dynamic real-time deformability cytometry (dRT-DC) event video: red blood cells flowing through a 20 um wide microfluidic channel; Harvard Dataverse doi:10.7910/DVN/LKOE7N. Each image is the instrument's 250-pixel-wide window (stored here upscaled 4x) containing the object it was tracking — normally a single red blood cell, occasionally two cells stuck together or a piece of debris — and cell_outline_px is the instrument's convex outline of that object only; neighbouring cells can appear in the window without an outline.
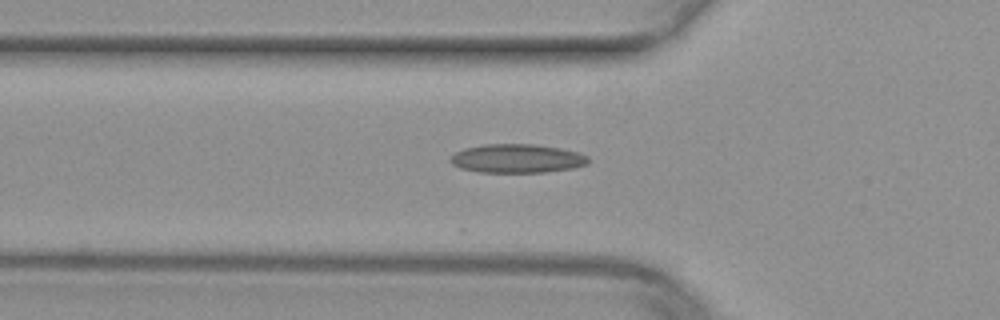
{"species": "common noctule bat (a hibernating species)", "species_latin": "Nyctalus noctula", "temperature_condition": "warm", "stored_images_in_passage": 36, "camera_frame_rate_fps": 3000, "um_per_image_px": 0.085, "animal": {"sex": "female", "body_mass_g": 29.2, "forearm_length_mm": 56.3}, "frame": {"image": 1, "passage_image": 6, "time_ms": 1.667, "image_size_px": [1000, 320], "cell_outline_px": [[588, 164], [572, 168], [544, 172], [476, 172], [460, 168], [452, 164], [448, 160], [456, 152], [464, 148], [484, 144], [532, 144], [560, 148], [580, 152], [588, 156]], "centroid_in_image_um": [43.94, 13.47], "position_along_channel_um": 81.9, "area_um2": 23.18}}
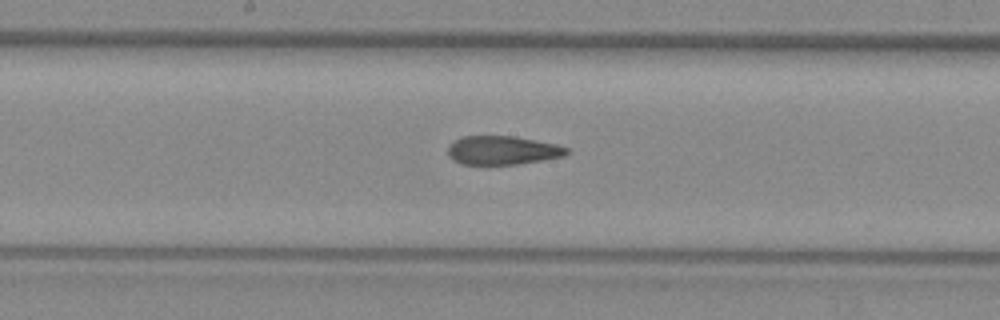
{"frame": {"image": 2, "passage_image": 15, "time_ms": 4.667, "image_size_px": [1000, 320], "cell_outline_px": [[572, 152], [564, 156], [516, 164], [460, 164], [452, 160], [448, 156], [448, 148], [456, 140], [464, 136], [512, 136], [556, 144], [568, 148]], "centroid_in_image_um": [42.72, 12.78], "position_along_channel_um": 205.5, "area_um2": 19.71}}
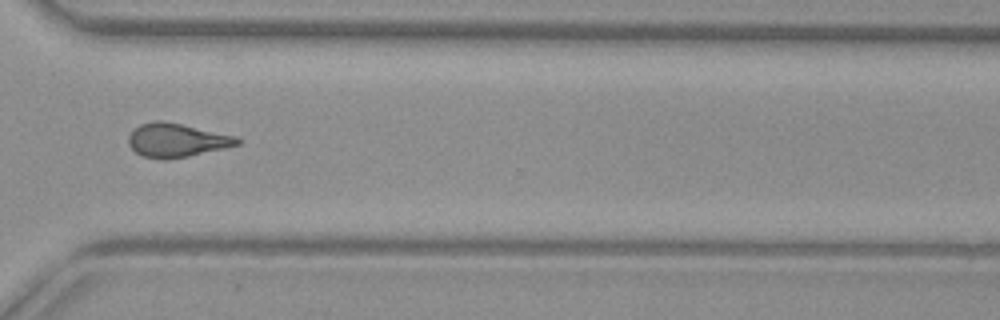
{"frame": {"image": 3, "passage_image": 26, "time_ms": 8.333, "image_size_px": [1000, 320], "cell_outline_px": [[240, 144], [224, 148], [188, 156], [168, 160], [160, 160], [144, 156], [136, 152], [128, 144], [128, 136], [140, 124], [156, 120], [164, 120], [236, 136], [240, 140]], "centroid_in_image_um": [15.0, 11.92], "position_along_channel_um": 355.6, "area_um2": 21.33}}